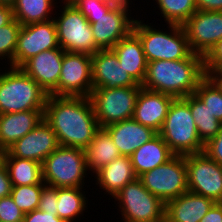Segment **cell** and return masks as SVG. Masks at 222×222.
Segmentation results:
<instances>
[{
  "mask_svg": "<svg viewBox=\"0 0 222 222\" xmlns=\"http://www.w3.org/2000/svg\"><path fill=\"white\" fill-rule=\"evenodd\" d=\"M7 154L8 149L0 145V168L5 166Z\"/></svg>",
  "mask_w": 222,
  "mask_h": 222,
  "instance_id": "45",
  "label": "cell"
},
{
  "mask_svg": "<svg viewBox=\"0 0 222 222\" xmlns=\"http://www.w3.org/2000/svg\"><path fill=\"white\" fill-rule=\"evenodd\" d=\"M57 3V0H16L12 5L14 19L22 26L51 20Z\"/></svg>",
  "mask_w": 222,
  "mask_h": 222,
  "instance_id": "27",
  "label": "cell"
},
{
  "mask_svg": "<svg viewBox=\"0 0 222 222\" xmlns=\"http://www.w3.org/2000/svg\"><path fill=\"white\" fill-rule=\"evenodd\" d=\"M0 68V114L45 110L48 94L21 68Z\"/></svg>",
  "mask_w": 222,
  "mask_h": 222,
  "instance_id": "3",
  "label": "cell"
},
{
  "mask_svg": "<svg viewBox=\"0 0 222 222\" xmlns=\"http://www.w3.org/2000/svg\"><path fill=\"white\" fill-rule=\"evenodd\" d=\"M174 155H189L204 150L189 105L176 98L171 103L158 132Z\"/></svg>",
  "mask_w": 222,
  "mask_h": 222,
  "instance_id": "5",
  "label": "cell"
},
{
  "mask_svg": "<svg viewBox=\"0 0 222 222\" xmlns=\"http://www.w3.org/2000/svg\"><path fill=\"white\" fill-rule=\"evenodd\" d=\"M57 199L58 188L45 186L40 195L38 209L47 213L53 212L57 215Z\"/></svg>",
  "mask_w": 222,
  "mask_h": 222,
  "instance_id": "38",
  "label": "cell"
},
{
  "mask_svg": "<svg viewBox=\"0 0 222 222\" xmlns=\"http://www.w3.org/2000/svg\"><path fill=\"white\" fill-rule=\"evenodd\" d=\"M174 99L170 95L141 87L132 118L158 133Z\"/></svg>",
  "mask_w": 222,
  "mask_h": 222,
  "instance_id": "19",
  "label": "cell"
},
{
  "mask_svg": "<svg viewBox=\"0 0 222 222\" xmlns=\"http://www.w3.org/2000/svg\"><path fill=\"white\" fill-rule=\"evenodd\" d=\"M109 1H112V2H114L116 4H126V5H130L131 2H133V1H130V0H109Z\"/></svg>",
  "mask_w": 222,
  "mask_h": 222,
  "instance_id": "47",
  "label": "cell"
},
{
  "mask_svg": "<svg viewBox=\"0 0 222 222\" xmlns=\"http://www.w3.org/2000/svg\"><path fill=\"white\" fill-rule=\"evenodd\" d=\"M23 222H64L55 213L43 212L39 209L25 213Z\"/></svg>",
  "mask_w": 222,
  "mask_h": 222,
  "instance_id": "40",
  "label": "cell"
},
{
  "mask_svg": "<svg viewBox=\"0 0 222 222\" xmlns=\"http://www.w3.org/2000/svg\"><path fill=\"white\" fill-rule=\"evenodd\" d=\"M143 186L165 204L188 192L185 156L174 155L166 163L138 177Z\"/></svg>",
  "mask_w": 222,
  "mask_h": 222,
  "instance_id": "10",
  "label": "cell"
},
{
  "mask_svg": "<svg viewBox=\"0 0 222 222\" xmlns=\"http://www.w3.org/2000/svg\"><path fill=\"white\" fill-rule=\"evenodd\" d=\"M21 26L14 19L11 23L0 27V60L7 58L9 67H13L14 52Z\"/></svg>",
  "mask_w": 222,
  "mask_h": 222,
  "instance_id": "34",
  "label": "cell"
},
{
  "mask_svg": "<svg viewBox=\"0 0 222 222\" xmlns=\"http://www.w3.org/2000/svg\"><path fill=\"white\" fill-rule=\"evenodd\" d=\"M199 222H222V206L215 203Z\"/></svg>",
  "mask_w": 222,
  "mask_h": 222,
  "instance_id": "43",
  "label": "cell"
},
{
  "mask_svg": "<svg viewBox=\"0 0 222 222\" xmlns=\"http://www.w3.org/2000/svg\"><path fill=\"white\" fill-rule=\"evenodd\" d=\"M83 188H58L57 216L64 222H76L84 216L89 200ZM85 194V195H84ZM76 219V220H75Z\"/></svg>",
  "mask_w": 222,
  "mask_h": 222,
  "instance_id": "28",
  "label": "cell"
},
{
  "mask_svg": "<svg viewBox=\"0 0 222 222\" xmlns=\"http://www.w3.org/2000/svg\"><path fill=\"white\" fill-rule=\"evenodd\" d=\"M174 154L157 133L151 140L139 147L131 156V163L137 177L166 163Z\"/></svg>",
  "mask_w": 222,
  "mask_h": 222,
  "instance_id": "25",
  "label": "cell"
},
{
  "mask_svg": "<svg viewBox=\"0 0 222 222\" xmlns=\"http://www.w3.org/2000/svg\"><path fill=\"white\" fill-rule=\"evenodd\" d=\"M215 202L191 191L165 204V222H199Z\"/></svg>",
  "mask_w": 222,
  "mask_h": 222,
  "instance_id": "21",
  "label": "cell"
},
{
  "mask_svg": "<svg viewBox=\"0 0 222 222\" xmlns=\"http://www.w3.org/2000/svg\"><path fill=\"white\" fill-rule=\"evenodd\" d=\"M87 171L85 151L80 148L59 146L42 162L43 182L53 188H85Z\"/></svg>",
  "mask_w": 222,
  "mask_h": 222,
  "instance_id": "6",
  "label": "cell"
},
{
  "mask_svg": "<svg viewBox=\"0 0 222 222\" xmlns=\"http://www.w3.org/2000/svg\"><path fill=\"white\" fill-rule=\"evenodd\" d=\"M24 214L11 195L0 199V222H23Z\"/></svg>",
  "mask_w": 222,
  "mask_h": 222,
  "instance_id": "36",
  "label": "cell"
},
{
  "mask_svg": "<svg viewBox=\"0 0 222 222\" xmlns=\"http://www.w3.org/2000/svg\"><path fill=\"white\" fill-rule=\"evenodd\" d=\"M166 24L183 25L197 10L195 0H153Z\"/></svg>",
  "mask_w": 222,
  "mask_h": 222,
  "instance_id": "31",
  "label": "cell"
},
{
  "mask_svg": "<svg viewBox=\"0 0 222 222\" xmlns=\"http://www.w3.org/2000/svg\"><path fill=\"white\" fill-rule=\"evenodd\" d=\"M194 94L222 123V88L219 84L211 76L206 75L198 84Z\"/></svg>",
  "mask_w": 222,
  "mask_h": 222,
  "instance_id": "32",
  "label": "cell"
},
{
  "mask_svg": "<svg viewBox=\"0 0 222 222\" xmlns=\"http://www.w3.org/2000/svg\"><path fill=\"white\" fill-rule=\"evenodd\" d=\"M111 50L117 55L122 68L142 85L146 76L147 60L139 37L132 31L127 37L120 39Z\"/></svg>",
  "mask_w": 222,
  "mask_h": 222,
  "instance_id": "22",
  "label": "cell"
},
{
  "mask_svg": "<svg viewBox=\"0 0 222 222\" xmlns=\"http://www.w3.org/2000/svg\"><path fill=\"white\" fill-rule=\"evenodd\" d=\"M218 84L219 86L222 88V71L216 72V73H212L210 75Z\"/></svg>",
  "mask_w": 222,
  "mask_h": 222,
  "instance_id": "46",
  "label": "cell"
},
{
  "mask_svg": "<svg viewBox=\"0 0 222 222\" xmlns=\"http://www.w3.org/2000/svg\"><path fill=\"white\" fill-rule=\"evenodd\" d=\"M182 27L192 52L204 57L222 39V11L196 10Z\"/></svg>",
  "mask_w": 222,
  "mask_h": 222,
  "instance_id": "15",
  "label": "cell"
},
{
  "mask_svg": "<svg viewBox=\"0 0 222 222\" xmlns=\"http://www.w3.org/2000/svg\"><path fill=\"white\" fill-rule=\"evenodd\" d=\"M64 50L59 47L40 52L20 68L48 94L57 96Z\"/></svg>",
  "mask_w": 222,
  "mask_h": 222,
  "instance_id": "17",
  "label": "cell"
},
{
  "mask_svg": "<svg viewBox=\"0 0 222 222\" xmlns=\"http://www.w3.org/2000/svg\"><path fill=\"white\" fill-rule=\"evenodd\" d=\"M129 7L126 4H116L107 14L87 17L95 45L99 50L112 49L120 39L127 37L133 31L136 19L131 18Z\"/></svg>",
  "mask_w": 222,
  "mask_h": 222,
  "instance_id": "13",
  "label": "cell"
},
{
  "mask_svg": "<svg viewBox=\"0 0 222 222\" xmlns=\"http://www.w3.org/2000/svg\"><path fill=\"white\" fill-rule=\"evenodd\" d=\"M206 75L222 71V39L203 57Z\"/></svg>",
  "mask_w": 222,
  "mask_h": 222,
  "instance_id": "37",
  "label": "cell"
},
{
  "mask_svg": "<svg viewBox=\"0 0 222 222\" xmlns=\"http://www.w3.org/2000/svg\"><path fill=\"white\" fill-rule=\"evenodd\" d=\"M206 76L203 56L192 53L182 60H157L147 62V71L143 88L184 98L198 87L200 81Z\"/></svg>",
  "mask_w": 222,
  "mask_h": 222,
  "instance_id": "2",
  "label": "cell"
},
{
  "mask_svg": "<svg viewBox=\"0 0 222 222\" xmlns=\"http://www.w3.org/2000/svg\"><path fill=\"white\" fill-rule=\"evenodd\" d=\"M141 87L93 88L89 98L100 128L132 118Z\"/></svg>",
  "mask_w": 222,
  "mask_h": 222,
  "instance_id": "9",
  "label": "cell"
},
{
  "mask_svg": "<svg viewBox=\"0 0 222 222\" xmlns=\"http://www.w3.org/2000/svg\"><path fill=\"white\" fill-rule=\"evenodd\" d=\"M61 3H63L61 13L54 11L55 15H58L53 17L59 47L66 52L89 55L99 51L95 45L92 28L87 18L69 0H61Z\"/></svg>",
  "mask_w": 222,
  "mask_h": 222,
  "instance_id": "7",
  "label": "cell"
},
{
  "mask_svg": "<svg viewBox=\"0 0 222 222\" xmlns=\"http://www.w3.org/2000/svg\"><path fill=\"white\" fill-rule=\"evenodd\" d=\"M203 152L219 165H222V125L219 133L204 145Z\"/></svg>",
  "mask_w": 222,
  "mask_h": 222,
  "instance_id": "39",
  "label": "cell"
},
{
  "mask_svg": "<svg viewBox=\"0 0 222 222\" xmlns=\"http://www.w3.org/2000/svg\"><path fill=\"white\" fill-rule=\"evenodd\" d=\"M185 164L188 191L219 203L222 200V165L203 151L185 155Z\"/></svg>",
  "mask_w": 222,
  "mask_h": 222,
  "instance_id": "11",
  "label": "cell"
},
{
  "mask_svg": "<svg viewBox=\"0 0 222 222\" xmlns=\"http://www.w3.org/2000/svg\"><path fill=\"white\" fill-rule=\"evenodd\" d=\"M182 99L189 105L199 138L205 145L219 133L222 123L213 116L195 94H190Z\"/></svg>",
  "mask_w": 222,
  "mask_h": 222,
  "instance_id": "30",
  "label": "cell"
},
{
  "mask_svg": "<svg viewBox=\"0 0 222 222\" xmlns=\"http://www.w3.org/2000/svg\"><path fill=\"white\" fill-rule=\"evenodd\" d=\"M44 120L59 146L85 149L100 129L89 97L48 95Z\"/></svg>",
  "mask_w": 222,
  "mask_h": 222,
  "instance_id": "1",
  "label": "cell"
},
{
  "mask_svg": "<svg viewBox=\"0 0 222 222\" xmlns=\"http://www.w3.org/2000/svg\"><path fill=\"white\" fill-rule=\"evenodd\" d=\"M196 9L202 11H222V0H195Z\"/></svg>",
  "mask_w": 222,
  "mask_h": 222,
  "instance_id": "42",
  "label": "cell"
},
{
  "mask_svg": "<svg viewBox=\"0 0 222 222\" xmlns=\"http://www.w3.org/2000/svg\"><path fill=\"white\" fill-rule=\"evenodd\" d=\"M91 55L64 51L57 96L89 97L93 90Z\"/></svg>",
  "mask_w": 222,
  "mask_h": 222,
  "instance_id": "12",
  "label": "cell"
},
{
  "mask_svg": "<svg viewBox=\"0 0 222 222\" xmlns=\"http://www.w3.org/2000/svg\"><path fill=\"white\" fill-rule=\"evenodd\" d=\"M5 167L12 186L45 184L42 177V164L37 161L6 157Z\"/></svg>",
  "mask_w": 222,
  "mask_h": 222,
  "instance_id": "29",
  "label": "cell"
},
{
  "mask_svg": "<svg viewBox=\"0 0 222 222\" xmlns=\"http://www.w3.org/2000/svg\"><path fill=\"white\" fill-rule=\"evenodd\" d=\"M93 88L141 86L122 68L111 50H99L91 55Z\"/></svg>",
  "mask_w": 222,
  "mask_h": 222,
  "instance_id": "18",
  "label": "cell"
},
{
  "mask_svg": "<svg viewBox=\"0 0 222 222\" xmlns=\"http://www.w3.org/2000/svg\"><path fill=\"white\" fill-rule=\"evenodd\" d=\"M87 17H100L107 14L116 3L109 0H69Z\"/></svg>",
  "mask_w": 222,
  "mask_h": 222,
  "instance_id": "35",
  "label": "cell"
},
{
  "mask_svg": "<svg viewBox=\"0 0 222 222\" xmlns=\"http://www.w3.org/2000/svg\"><path fill=\"white\" fill-rule=\"evenodd\" d=\"M84 151L88 173L90 171L93 173L90 174L91 176L121 156L111 136L104 128H100L96 132L93 140L87 145Z\"/></svg>",
  "mask_w": 222,
  "mask_h": 222,
  "instance_id": "26",
  "label": "cell"
},
{
  "mask_svg": "<svg viewBox=\"0 0 222 222\" xmlns=\"http://www.w3.org/2000/svg\"><path fill=\"white\" fill-rule=\"evenodd\" d=\"M94 177L96 185H99L104 194L114 197L129 182L137 178L130 156H119L109 164L105 165Z\"/></svg>",
  "mask_w": 222,
  "mask_h": 222,
  "instance_id": "24",
  "label": "cell"
},
{
  "mask_svg": "<svg viewBox=\"0 0 222 222\" xmlns=\"http://www.w3.org/2000/svg\"><path fill=\"white\" fill-rule=\"evenodd\" d=\"M57 147L59 143L56 134L43 119L33 130L8 148L7 157L31 159L42 164Z\"/></svg>",
  "mask_w": 222,
  "mask_h": 222,
  "instance_id": "16",
  "label": "cell"
},
{
  "mask_svg": "<svg viewBox=\"0 0 222 222\" xmlns=\"http://www.w3.org/2000/svg\"><path fill=\"white\" fill-rule=\"evenodd\" d=\"M46 184L12 186L11 197L24 213L38 209L40 195Z\"/></svg>",
  "mask_w": 222,
  "mask_h": 222,
  "instance_id": "33",
  "label": "cell"
},
{
  "mask_svg": "<svg viewBox=\"0 0 222 222\" xmlns=\"http://www.w3.org/2000/svg\"><path fill=\"white\" fill-rule=\"evenodd\" d=\"M143 22L136 17L133 32L141 40L147 62L182 60L193 53L182 25L166 24L169 31H163Z\"/></svg>",
  "mask_w": 222,
  "mask_h": 222,
  "instance_id": "4",
  "label": "cell"
},
{
  "mask_svg": "<svg viewBox=\"0 0 222 222\" xmlns=\"http://www.w3.org/2000/svg\"><path fill=\"white\" fill-rule=\"evenodd\" d=\"M122 222H165V203L151 194L137 177L114 197Z\"/></svg>",
  "mask_w": 222,
  "mask_h": 222,
  "instance_id": "8",
  "label": "cell"
},
{
  "mask_svg": "<svg viewBox=\"0 0 222 222\" xmlns=\"http://www.w3.org/2000/svg\"><path fill=\"white\" fill-rule=\"evenodd\" d=\"M44 119V110L0 114V145L10 148Z\"/></svg>",
  "mask_w": 222,
  "mask_h": 222,
  "instance_id": "23",
  "label": "cell"
},
{
  "mask_svg": "<svg viewBox=\"0 0 222 222\" xmlns=\"http://www.w3.org/2000/svg\"><path fill=\"white\" fill-rule=\"evenodd\" d=\"M55 48H59V44L53 19L21 26L14 52L13 67L20 68L33 56Z\"/></svg>",
  "mask_w": 222,
  "mask_h": 222,
  "instance_id": "14",
  "label": "cell"
},
{
  "mask_svg": "<svg viewBox=\"0 0 222 222\" xmlns=\"http://www.w3.org/2000/svg\"><path fill=\"white\" fill-rule=\"evenodd\" d=\"M16 0H0V4L13 5Z\"/></svg>",
  "mask_w": 222,
  "mask_h": 222,
  "instance_id": "48",
  "label": "cell"
},
{
  "mask_svg": "<svg viewBox=\"0 0 222 222\" xmlns=\"http://www.w3.org/2000/svg\"><path fill=\"white\" fill-rule=\"evenodd\" d=\"M122 156H131L157 132L130 118L104 128Z\"/></svg>",
  "mask_w": 222,
  "mask_h": 222,
  "instance_id": "20",
  "label": "cell"
},
{
  "mask_svg": "<svg viewBox=\"0 0 222 222\" xmlns=\"http://www.w3.org/2000/svg\"><path fill=\"white\" fill-rule=\"evenodd\" d=\"M12 191V184L9 178L6 167L0 168V199L10 196Z\"/></svg>",
  "mask_w": 222,
  "mask_h": 222,
  "instance_id": "41",
  "label": "cell"
},
{
  "mask_svg": "<svg viewBox=\"0 0 222 222\" xmlns=\"http://www.w3.org/2000/svg\"><path fill=\"white\" fill-rule=\"evenodd\" d=\"M14 20L13 8L11 5L0 4V27L11 23Z\"/></svg>",
  "mask_w": 222,
  "mask_h": 222,
  "instance_id": "44",
  "label": "cell"
}]
</instances>
